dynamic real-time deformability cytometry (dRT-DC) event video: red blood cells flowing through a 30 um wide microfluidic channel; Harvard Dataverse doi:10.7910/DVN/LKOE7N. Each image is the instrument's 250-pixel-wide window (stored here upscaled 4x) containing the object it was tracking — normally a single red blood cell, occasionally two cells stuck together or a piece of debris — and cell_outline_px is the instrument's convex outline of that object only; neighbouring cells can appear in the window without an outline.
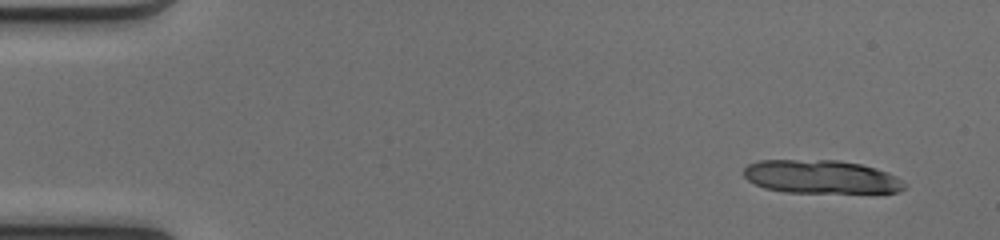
{"species": "common noctule bat (a hibernating species)", "species_latin": "Nyctalus noctula", "temperature_condition": "cold", "stored_images_in_passage": 12, "camera_frame_rate_fps": 3000, "um_per_image_px": 0.085, "animal": {"sex": "female", "body_mass_g": 17.0, "forearm_length_mm": 48.0}, "frame": {"image": 1, "passage_image": 1, "time_ms": 0.0, "image_size_px": [1000, 240], "cell_outline_px": [[908, 184], [904, 188], [896, 192], [784, 192], [764, 188], [748, 180], [744, 176], [744, 168], [748, 164], [760, 160], [840, 160], [860, 164], [876, 168], [888, 172], [896, 176]], "centroid_in_image_um": [69.79, 15.02], "position_along_channel_um": 15.2, "area_um2": 31.27}}